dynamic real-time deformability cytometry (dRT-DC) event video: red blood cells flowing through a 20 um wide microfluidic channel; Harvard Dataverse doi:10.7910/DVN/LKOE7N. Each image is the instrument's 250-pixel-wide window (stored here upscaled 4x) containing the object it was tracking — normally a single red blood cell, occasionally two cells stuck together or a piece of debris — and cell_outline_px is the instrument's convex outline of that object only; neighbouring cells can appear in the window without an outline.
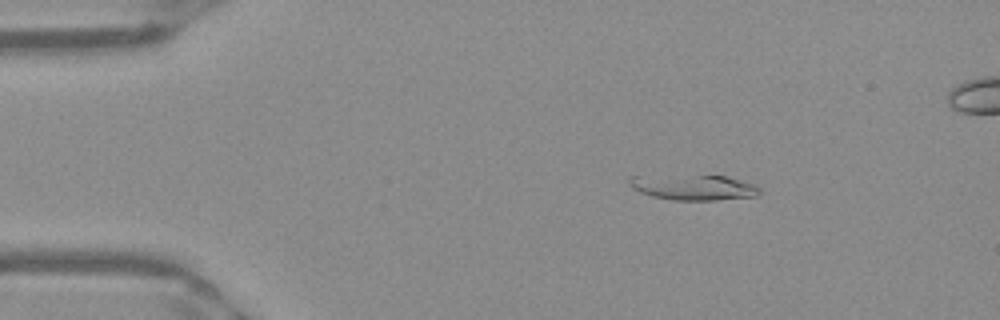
{"species": "Egyptian fruit bat (a non-hibernating species)", "species_latin": "Rousettus aegyptiacus", "temperature_condition": "warm", "stored_images_in_passage": 8, "camera_frame_rate_fps": 3000, "um_per_image_px": 0.085, "frame": {"image": 1, "passage_image": 8, "time_ms": 2.333, "image_size_px": [1000, 320], "cell_outline_px": [[760, 192], [756, 196], [716, 200], [672, 200], [652, 196], [640, 192], [632, 188], [628, 184], [628, 176], [724, 176], [756, 184], [760, 188]], "centroid_in_image_um": [58.94, 15.93], "position_along_channel_um": 26.1, "area_um2": 19.13}}